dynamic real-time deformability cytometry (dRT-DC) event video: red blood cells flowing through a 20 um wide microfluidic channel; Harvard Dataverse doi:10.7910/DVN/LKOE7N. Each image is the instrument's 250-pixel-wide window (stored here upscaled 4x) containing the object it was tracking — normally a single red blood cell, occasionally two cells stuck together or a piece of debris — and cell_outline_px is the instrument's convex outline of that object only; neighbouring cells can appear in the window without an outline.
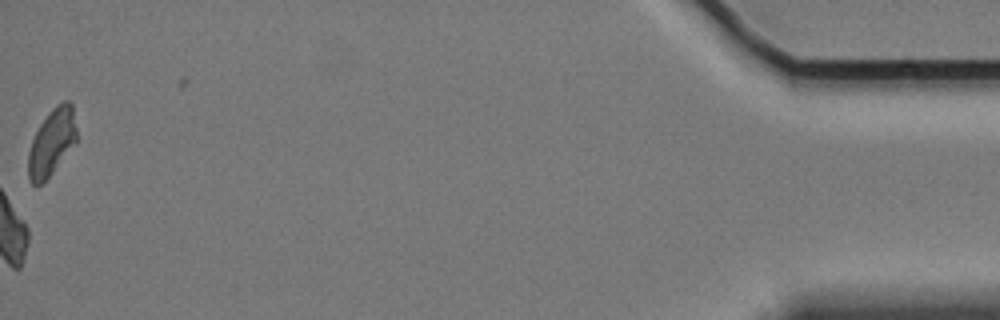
{"species": "Egyptian fruit bat (a non-hibernating species)", "species_latin": "Rousettus aegyptiacus", "temperature_condition": "cold", "stored_images_in_passage": 60, "camera_frame_rate_fps": 3000, "um_per_image_px": 0.085, "animal": {"sex": "female"}, "frame": {"image": 1, "passage_image": 60, "time_ms": 19.667, "image_size_px": [1000, 320], "cell_outline_px": [[76, 144], [52, 172], [40, 184], [32, 184], [28, 180], [28, 152], [32, 140], [40, 124], [52, 108], [56, 104], [64, 100], [68, 100], [72, 104], [76, 128]], "centroid_in_image_um": [4.4, 12.07], "position_along_channel_um": 430.8, "area_um2": 18.67}, "authors_computed_cell_mechanics": {"area_um2": 20.808, "velocity_mm_per_s": 3.4011, "shape_relaxation_time_tau1_ms": 10.5411, "shape_relaxation_time_tau2_ms": null, "deformation_change_tau1": 0.1582, "deformation_change_tau2": null}}